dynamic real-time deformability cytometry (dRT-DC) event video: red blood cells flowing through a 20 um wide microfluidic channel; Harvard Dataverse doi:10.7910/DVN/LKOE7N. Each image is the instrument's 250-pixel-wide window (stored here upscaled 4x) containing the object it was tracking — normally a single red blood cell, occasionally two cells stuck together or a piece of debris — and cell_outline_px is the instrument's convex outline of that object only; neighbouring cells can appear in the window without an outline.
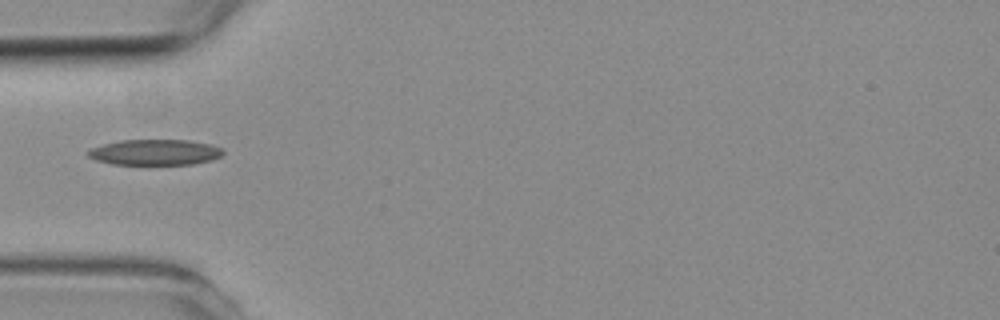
{"species": "common noctule bat (a hibernating species)", "species_latin": "Nyctalus noctula", "temperature_condition": "room temperature", "stored_images_in_passage": 4, "camera_frame_rate_fps": 3000, "um_per_image_px": 0.085, "animal": {"sex": "female", "body_mass_g": 19.3, "forearm_length_mm": 54.1}, "frame": {"image": 1, "passage_image": 4, "time_ms": 3.333, "image_size_px": [1000, 320], "cell_outline_px": [[224, 152], [220, 156], [212, 160], [192, 164], [112, 164], [96, 160], [88, 156], [84, 152], [88, 148], [120, 140], [188, 140], [208, 144], [224, 148]], "centroid_in_image_um": [13.14, 12.94], "position_along_channel_um": 71.9, "area_um2": 20.29}}